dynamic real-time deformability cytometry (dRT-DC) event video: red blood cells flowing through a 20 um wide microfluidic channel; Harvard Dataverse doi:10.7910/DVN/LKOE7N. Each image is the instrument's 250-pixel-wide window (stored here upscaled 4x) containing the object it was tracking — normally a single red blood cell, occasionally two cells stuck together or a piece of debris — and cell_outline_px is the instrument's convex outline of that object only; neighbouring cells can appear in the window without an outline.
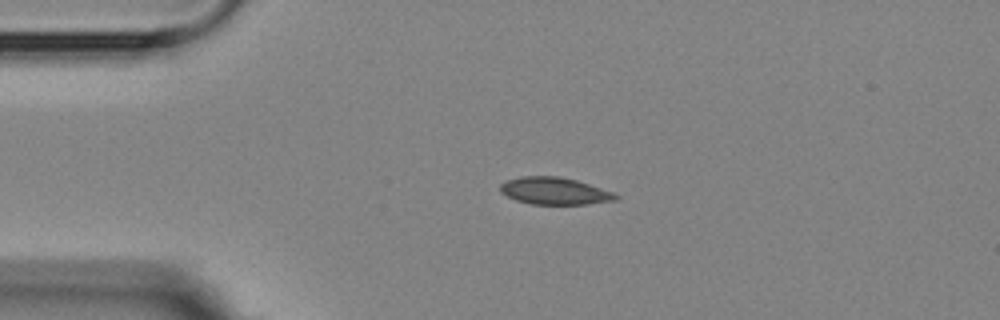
{"species": "Egyptian fruit bat (a non-hibernating species)", "species_latin": "Rousettus aegyptiacus", "temperature_condition": "room temperature", "stored_images_in_passage": 3, "camera_frame_rate_fps": 3000, "um_per_image_px": 0.085, "animal": {"sex": "female"}, "frame": {"image": 1, "passage_image": 3, "time_ms": 2.333, "image_size_px": [1000, 320], "cell_outline_px": [[620, 196], [616, 200], [588, 204], [532, 204], [516, 200], [500, 192], [500, 184], [508, 180], [520, 176], [560, 176], [576, 180], [612, 192]], "centroid_in_image_um": [47.12, 16.23], "position_along_channel_um": 37.9, "area_um2": 18.15}}